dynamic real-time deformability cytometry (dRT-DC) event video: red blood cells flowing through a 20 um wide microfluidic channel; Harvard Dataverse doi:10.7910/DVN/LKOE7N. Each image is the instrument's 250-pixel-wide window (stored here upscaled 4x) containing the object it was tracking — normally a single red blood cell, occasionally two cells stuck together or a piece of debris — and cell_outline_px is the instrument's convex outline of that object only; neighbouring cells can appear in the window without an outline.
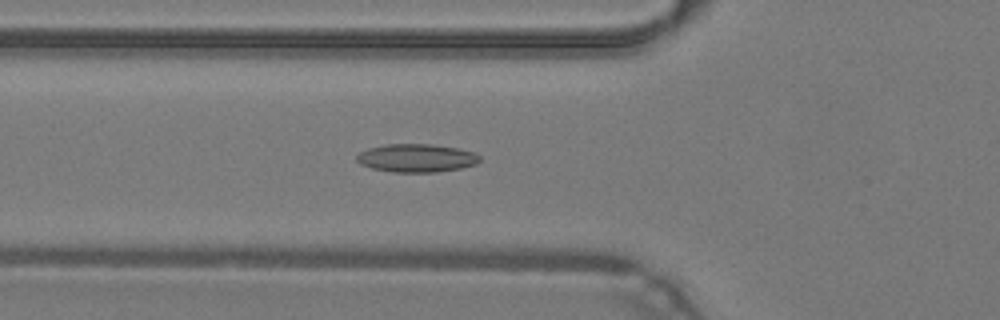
{"species": "common noctule bat (a hibernating species)", "species_latin": "Nyctalus noctula", "temperature_condition": "warm", "stored_images_in_passage": 49, "camera_frame_rate_fps": 3000, "um_per_image_px": 0.085, "animal": {"sex": "male", "body_mass_g": 19.2, "forearm_length_mm": 51.8}, "frame": {"image": 1, "passage_image": 18, "time_ms": 5.667, "image_size_px": [1000, 320], "cell_outline_px": [[480, 160], [476, 164], [460, 168], [436, 172], [392, 172], [372, 168], [360, 164], [356, 160], [356, 156], [360, 152], [368, 148], [388, 144], [432, 144], [460, 148], [476, 152], [480, 156]], "centroid_in_image_um": [35.42, 13.43], "position_along_channel_um": 90.4, "area_um2": 20.35}}
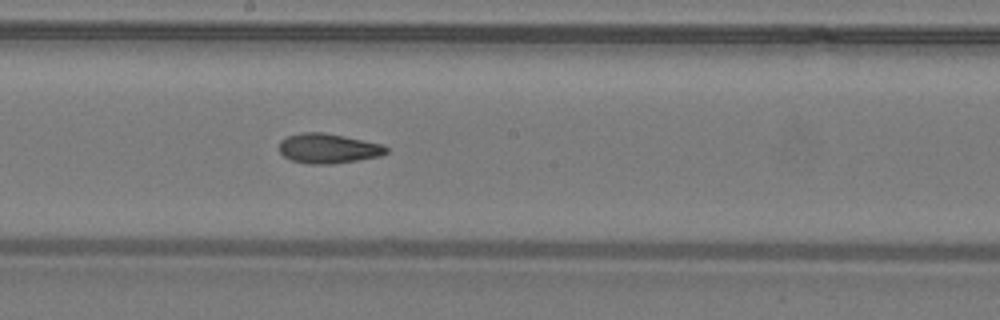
{"frame": {"image": 2, "passage_image": 27, "time_ms": 8.667, "image_size_px": [1000, 320], "cell_outline_px": [[388, 152], [380, 156], [332, 164], [308, 164], [292, 160], [284, 156], [280, 152], [280, 140], [288, 136], [300, 132], [324, 132], [344, 136], [380, 144], [388, 148]], "centroid_in_image_um": [27.87, 12.61], "position_along_channel_um": 220.3, "area_um2": 18.44}}
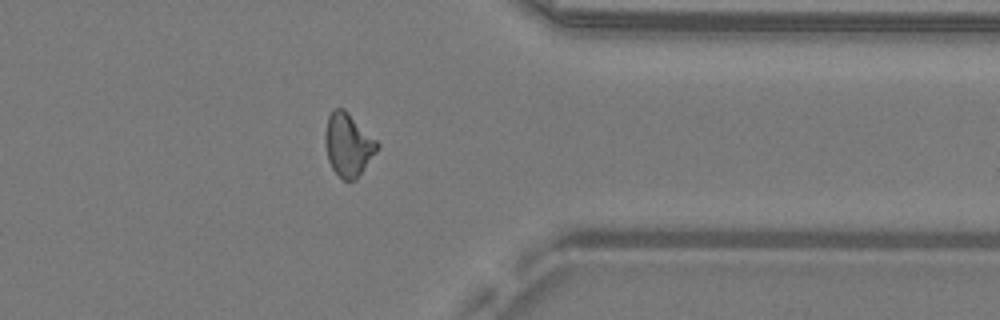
{"frame": {"image": 3, "passage_image": 39, "time_ms": 12.667, "image_size_px": [1000, 320], "cell_outline_px": [[380, 144], [376, 152], [356, 180], [344, 180], [332, 168], [328, 160], [324, 140], [324, 132], [328, 116], [332, 108], [344, 108]], "centroid_in_image_um": [29.57, 12.28], "position_along_channel_um": 381.8, "area_um2": 19.07}, "authors_computed_cell_mechanics": {"area_um2": 18.6694, "velocity_mm_per_s": 4.3018, "shape_relaxation_time_tau1_ms": null, "shape_relaxation_time_tau2_ms": 2.7286, "deformation_change_tau1": null, "deformation_change_tau2": 0.0911}}